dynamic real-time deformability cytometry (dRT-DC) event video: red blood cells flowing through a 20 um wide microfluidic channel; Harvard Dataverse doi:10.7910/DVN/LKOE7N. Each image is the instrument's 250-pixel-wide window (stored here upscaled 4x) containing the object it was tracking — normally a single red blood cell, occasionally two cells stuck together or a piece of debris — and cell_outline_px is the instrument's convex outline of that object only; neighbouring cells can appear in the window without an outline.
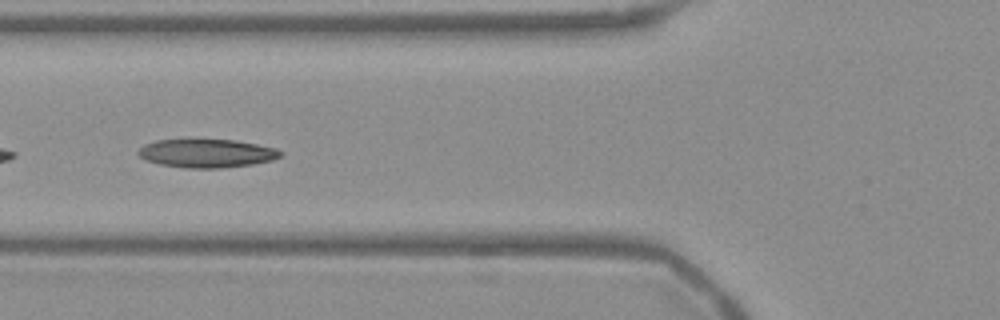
{"species": "Egyptian fruit bat (a non-hibernating species)", "species_latin": "Rousettus aegyptiacus", "temperature_condition": "warm", "stored_images_in_passage": 20, "camera_frame_rate_fps": 3000, "um_per_image_px": 0.085, "frame": {"image": 1, "passage_image": 9, "time_ms": 2.667, "image_size_px": [1000, 320], "cell_outline_px": [[284, 152], [280, 156], [272, 160], [252, 164], [220, 168], [184, 168], [160, 164], [144, 160], [136, 152], [144, 144], [156, 140], [184, 136], [188, 136], [236, 140], [276, 148]], "centroid_in_image_um": [17.5, 12.97], "position_along_channel_um": 108.3, "area_um2": 24.74}}